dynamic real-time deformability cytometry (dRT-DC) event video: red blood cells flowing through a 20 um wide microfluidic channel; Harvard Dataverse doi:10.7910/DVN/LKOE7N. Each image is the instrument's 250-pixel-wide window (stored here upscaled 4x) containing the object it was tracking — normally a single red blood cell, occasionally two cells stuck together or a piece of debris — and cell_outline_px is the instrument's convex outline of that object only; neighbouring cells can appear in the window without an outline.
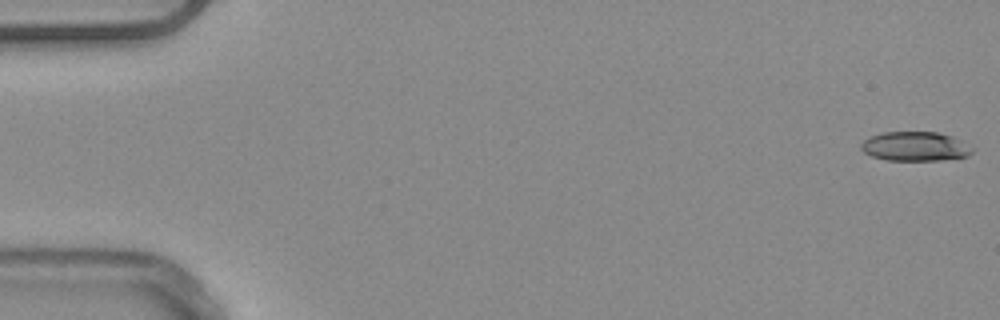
{"species": "common noctule bat (a hibernating species)", "species_latin": "Nyctalus noctula", "temperature_condition": "warm", "stored_images_in_passage": 52, "camera_frame_rate_fps": 3000, "um_per_image_px": 0.085, "animal": {"sex": "male", "body_mass_g": 20.4}, "frame": {"image": 1, "passage_image": 1, "time_ms": 0.0, "image_size_px": [1000, 320], "cell_outline_px": [[972, 152], [968, 156], [940, 160], [888, 160], [872, 156], [864, 152], [860, 148], [860, 144], [864, 140], [880, 132], [936, 132], [952, 136], [960, 140], [972, 148]], "centroid_in_image_um": [77.76, 12.44], "position_along_channel_um": 7.2, "area_um2": 18.84}}
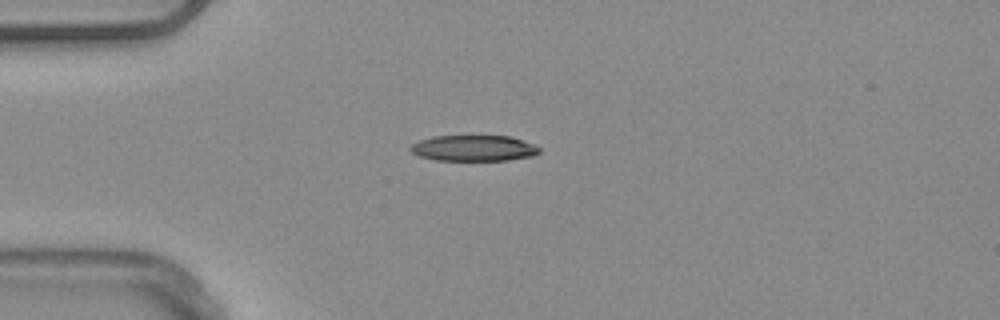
{"frame": {"image": 2, "passage_image": 14, "time_ms": 4.333, "image_size_px": [1000, 320], "cell_outline_px": [[540, 152], [532, 156], [508, 160], [436, 160], [420, 156], [412, 152], [408, 148], [412, 144], [420, 140], [432, 136], [472, 132], [512, 136], [536, 144], [540, 148]], "centroid_in_image_um": [40.29, 12.52], "position_along_channel_um": 44.7, "area_um2": 20.69}}
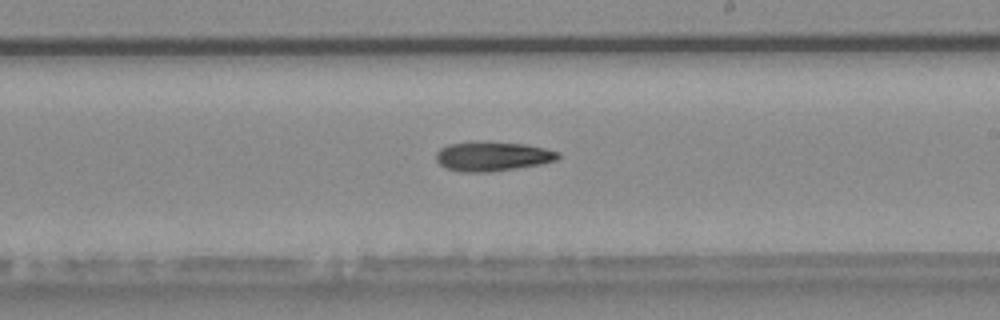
{"frame": {"image": 3, "passage_image": 31, "time_ms": 10.0, "image_size_px": [1000, 320], "cell_outline_px": [[560, 156], [556, 160], [540, 164], [516, 168], [488, 172], [460, 172], [444, 168], [436, 160], [436, 152], [440, 148], [448, 144], [472, 140], [488, 140], [524, 144], [544, 148], [560, 152]], "centroid_in_image_um": [41.81, 13.26], "position_along_channel_um": 247.2, "area_um2": 21.44}}